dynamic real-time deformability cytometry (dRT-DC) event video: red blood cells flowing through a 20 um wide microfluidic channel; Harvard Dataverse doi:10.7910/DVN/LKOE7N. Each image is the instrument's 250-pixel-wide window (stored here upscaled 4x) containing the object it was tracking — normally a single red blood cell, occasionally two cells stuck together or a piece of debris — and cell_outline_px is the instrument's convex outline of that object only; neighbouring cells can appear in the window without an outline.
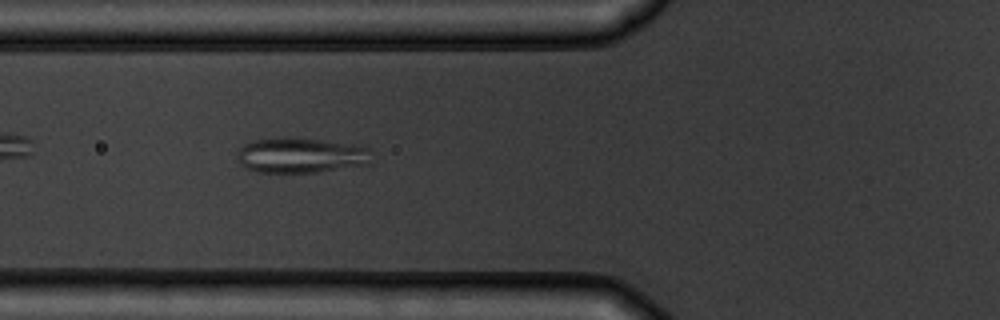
{"species": "common noctule bat (a hibernating species)", "species_latin": "Nyctalus noctula", "temperature_condition": "warm", "stored_images_in_passage": 2, "camera_frame_rate_fps": 3000, "um_per_image_px": 0.085, "animal": {"sex": "male", "body_mass_g": 19.5, "forearm_length_mm": 54.6}, "frame": {"image": 1, "passage_image": 2, "time_ms": 1.0, "image_size_px": [1000, 320], "cell_outline_px": [[372, 164], [320, 172], [256, 172], [244, 168], [240, 164], [236, 156], [236, 152], [244, 144], [256, 140], [288, 136], [352, 144], [368, 148]], "centroid_in_image_um": [25.55, 13.21], "position_along_channel_um": 100.3, "area_um2": 27.92}}